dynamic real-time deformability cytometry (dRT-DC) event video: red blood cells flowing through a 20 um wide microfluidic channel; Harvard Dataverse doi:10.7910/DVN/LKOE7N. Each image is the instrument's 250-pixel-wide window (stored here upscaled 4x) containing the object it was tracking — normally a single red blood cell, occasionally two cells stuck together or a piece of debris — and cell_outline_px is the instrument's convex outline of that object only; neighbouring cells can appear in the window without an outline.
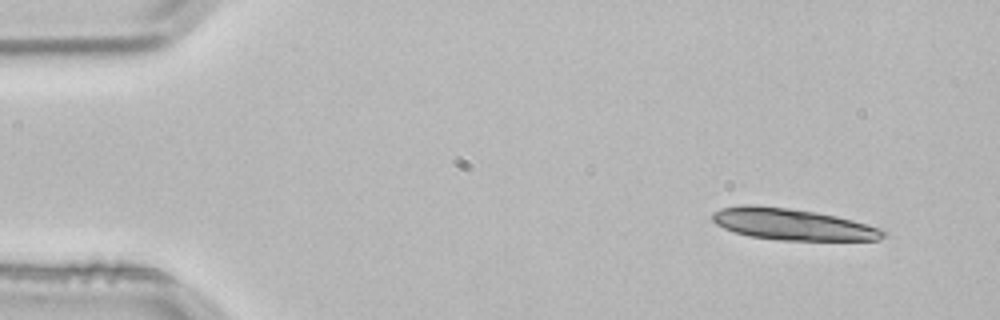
{"species": "common noctule bat (a hibernating species)", "species_latin": "Nyctalus noctula", "temperature_condition": "room temperature", "stored_images_in_passage": 5, "segment_of_instrument_passage": [2, 2], "camera_frame_rate_fps": 3000, "um_per_image_px": 0.085, "animal": {"sex": "male", "body_mass_g": 21.5, "forearm_length_mm": 52.0}, "frame": {"image": 1, "passage_image": 5, "time_ms": 1.333, "image_size_px": [1000, 320], "cell_outline_px": [[888, 232], [884, 236], [876, 240], [780, 240], [748, 236], [724, 228], [716, 224], [712, 220], [712, 212], [720, 208], [744, 204], [756, 204], [788, 208], [836, 216], [852, 220], [880, 228]], "centroid_in_image_um": [67.31, 19.06], "position_along_channel_um": 17.7, "area_um2": 31.21}}